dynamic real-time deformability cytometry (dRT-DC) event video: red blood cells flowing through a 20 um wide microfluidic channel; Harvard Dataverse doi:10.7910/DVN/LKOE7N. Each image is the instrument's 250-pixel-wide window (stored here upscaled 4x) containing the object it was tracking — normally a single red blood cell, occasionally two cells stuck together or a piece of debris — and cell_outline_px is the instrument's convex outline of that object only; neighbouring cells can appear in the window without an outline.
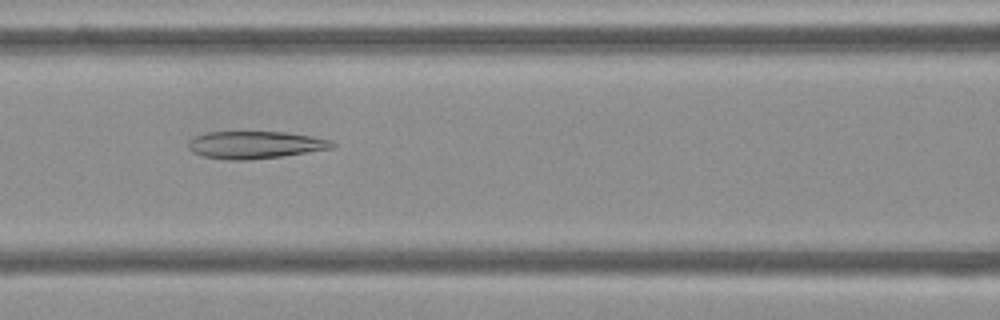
{"species": "Egyptian fruit bat (a non-hibernating species)", "species_latin": "Rousettus aegyptiacus", "temperature_condition": "cold", "stored_images_in_passage": 53, "camera_frame_rate_fps": 3000, "um_per_image_px": 0.085, "frame": {"image": 1, "passage_image": 22, "time_ms": 7.0, "image_size_px": [1000, 320], "cell_outline_px": [[336, 144], [332, 148], [280, 156], [244, 160], [232, 160], [204, 156], [192, 152], [188, 148], [188, 140], [204, 132], [284, 132], [312, 136], [332, 140]], "centroid_in_image_um": [21.67, 12.3], "position_along_channel_um": 144.9, "area_um2": 22.77}}
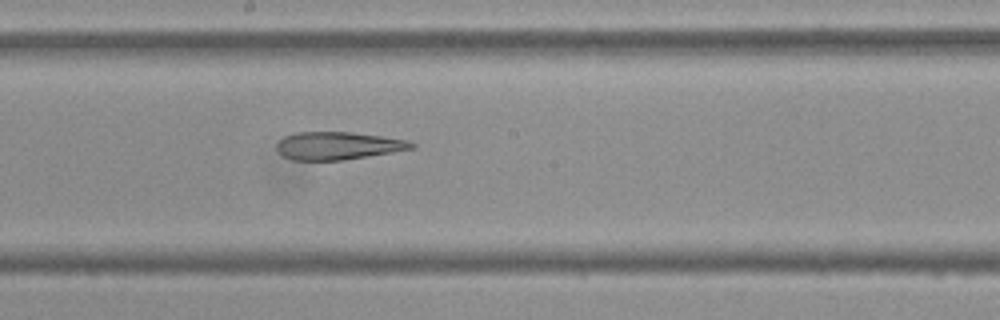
{"frame": {"image": 2, "passage_image": 28, "time_ms": 9.0, "image_size_px": [1000, 320], "cell_outline_px": [[416, 148], [344, 160], [292, 160], [284, 156], [276, 148], [276, 144], [284, 136], [296, 132], [352, 132], [408, 140], [416, 144]], "centroid_in_image_um": [28.73, 12.38], "position_along_channel_um": 219.5, "area_um2": 21.79}}
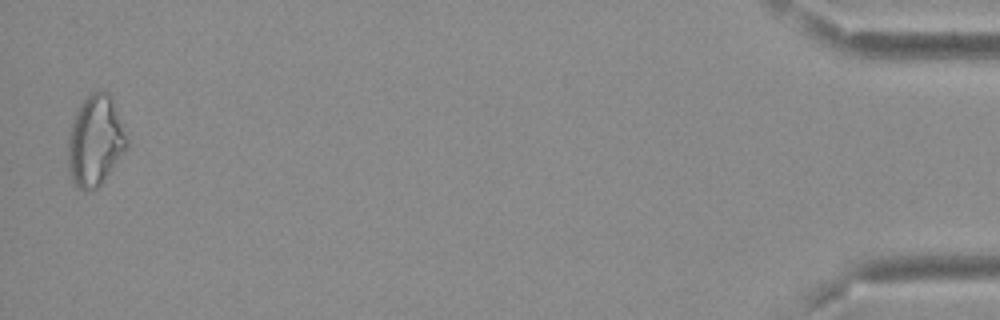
{"frame": {"image": 3, "passage_image": 52, "time_ms": 17.0, "image_size_px": [1000, 320], "cell_outline_px": [[128, 148], [100, 184], [96, 188], [84, 192], [72, 180], [68, 168], [68, 140], [72, 124], [76, 112], [80, 104], [92, 92], [100, 88], [104, 88], [108, 92], [128, 140]], "centroid_in_image_um": [8.09, 11.97], "position_along_channel_um": 427.1, "area_um2": 30.63}, "authors_computed_cell_mechanics": {"area_um2": 26.7036, "velocity_mm_per_s": 3.7387, "shape_relaxation_time_tau1_ms": null, "shape_relaxation_time_tau2_ms": 6.276, "deformation_change_tau1": null, "deformation_change_tau2": 0.1991}}